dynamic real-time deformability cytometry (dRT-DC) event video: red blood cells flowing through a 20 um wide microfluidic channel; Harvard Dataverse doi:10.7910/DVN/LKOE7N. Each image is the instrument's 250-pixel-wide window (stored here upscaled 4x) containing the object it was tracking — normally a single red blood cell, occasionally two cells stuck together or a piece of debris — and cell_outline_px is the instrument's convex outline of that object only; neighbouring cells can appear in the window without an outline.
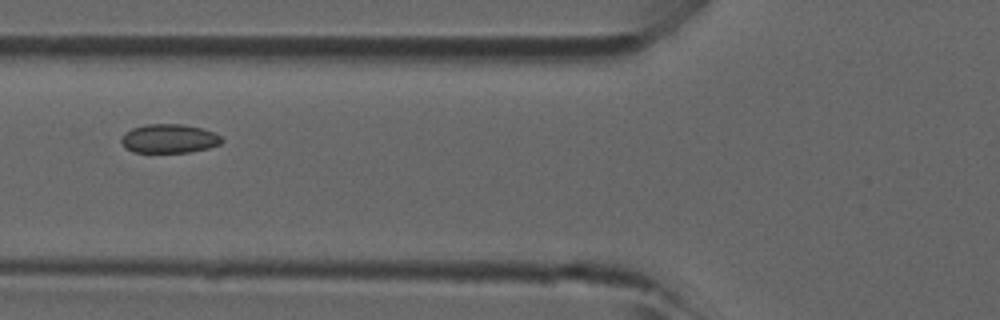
{"species": "common noctule bat (a hibernating species)", "species_latin": "Nyctalus noctula", "temperature_condition": "room temperature", "stored_images_in_passage": 5, "camera_frame_rate_fps": 3000, "um_per_image_px": 0.085, "animal": {"sex": "male", "forearm_length_mm": 52.5}, "frame": {"image": 1, "passage_image": 5, "time_ms": 1.333, "image_size_px": [1000, 320], "cell_outline_px": [[224, 140], [220, 144], [208, 148], [188, 152], [132, 152], [124, 148], [120, 140], [120, 136], [124, 132], [132, 128], [144, 124], [184, 124], [200, 128], [212, 132], [220, 136]], "centroid_in_image_um": [14.31, 11.78], "position_along_channel_um": 111.5, "area_um2": 17.05}}